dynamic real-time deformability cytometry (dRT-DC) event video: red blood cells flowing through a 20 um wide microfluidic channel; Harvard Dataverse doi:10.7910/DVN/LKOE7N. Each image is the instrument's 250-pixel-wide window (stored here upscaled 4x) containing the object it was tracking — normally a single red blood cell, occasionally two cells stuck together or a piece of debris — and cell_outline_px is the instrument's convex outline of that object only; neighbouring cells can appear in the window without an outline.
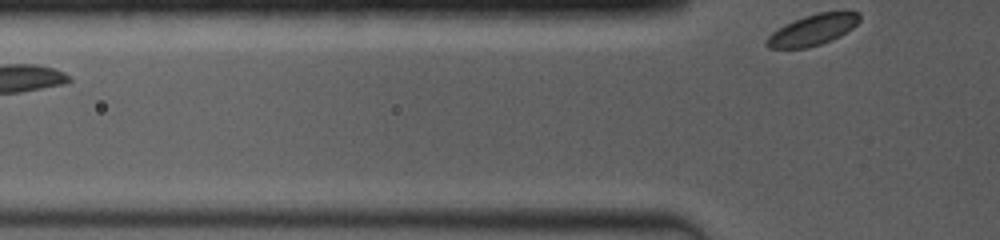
{"species": "common noctule bat (a hibernating species)", "species_latin": "Nyctalus noctula", "temperature_condition": "room temperature", "stored_images_in_passage": 3, "segment_of_instrument_passage": [2, 2], "camera_frame_rate_fps": 4000, "um_per_image_px": 0.085, "animal": {"sex": "female", "body_mass_g": 19.0, "forearm_length_mm": 53.3}, "frame": {"image": 1, "passage_image": 3, "time_ms": 1.75, "image_size_px": [1000, 240], "cell_outline_px": [[860, 20], [852, 28], [840, 36], [832, 40], [808, 48], [768, 48], [764, 44], [764, 40], [772, 32], [784, 24], [804, 16], [820, 12], [860, 12]], "centroid_in_image_um": [69.04, 2.55], "position_along_channel_um": 56.8, "area_um2": 16.7}}